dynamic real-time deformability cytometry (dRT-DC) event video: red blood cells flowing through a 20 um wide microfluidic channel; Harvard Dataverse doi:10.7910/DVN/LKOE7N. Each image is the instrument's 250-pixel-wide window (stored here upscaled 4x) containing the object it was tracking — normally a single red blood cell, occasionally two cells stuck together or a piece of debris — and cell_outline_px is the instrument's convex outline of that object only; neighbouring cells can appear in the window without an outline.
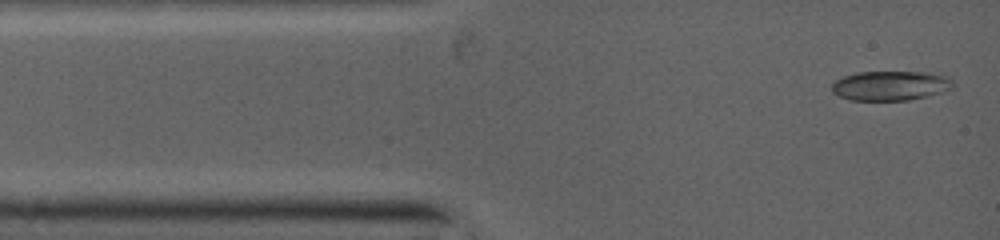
{"species": "common noctule bat (a hibernating species)", "species_latin": "Nyctalus noctula", "temperature_condition": "warm", "stored_images_in_passage": 32, "camera_frame_rate_fps": 5000, "um_per_image_px": 0.085, "animal": {"sex": "female", "body_mass_g": 19.0, "forearm_length_mm": 53.3}, "frame": {"image": 1, "passage_image": 1, "time_ms": 0.0, "image_size_px": [1000, 240], "cell_outline_px": [[952, 88], [944, 92], [928, 96], [908, 100], [852, 100], [840, 96], [832, 92], [832, 84], [836, 80], [844, 76], [856, 72], [928, 72], [948, 76], [952, 80]], "centroid_in_image_um": [75.71, 7.28], "position_along_channel_um": 9.3, "area_um2": 20.92}}
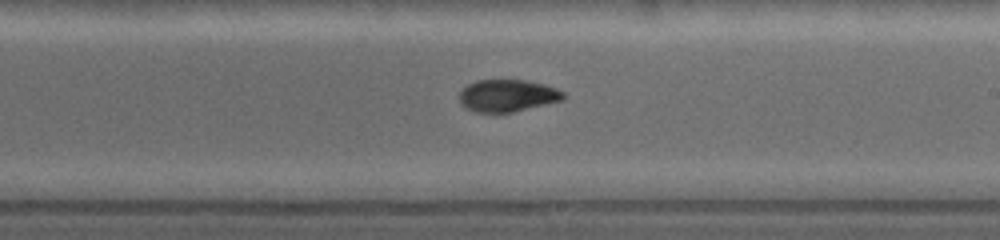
{"frame": {"image": 2, "passage_image": 14, "time_ms": 6.4, "image_size_px": [1000, 240], "cell_outline_px": [[564, 96], [560, 100], [512, 112], [476, 112], [468, 108], [460, 100], [460, 92], [468, 84], [476, 80], [524, 80], [544, 84], [556, 88], [564, 92]], "centroid_in_image_um": [43.13, 8.11], "position_along_channel_um": 245.9, "area_um2": 19.02}}
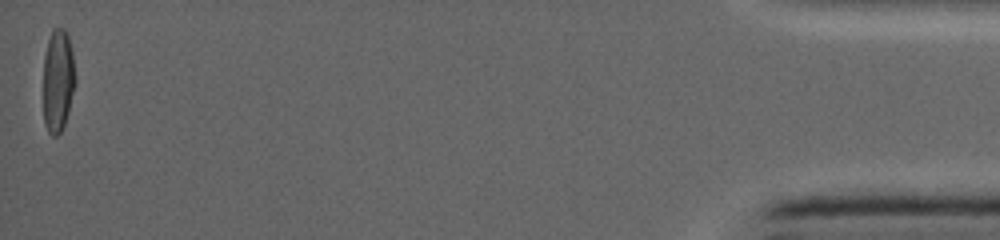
{"frame": {"image": 3, "passage_image": 32, "time_ms": 13.6, "image_size_px": [1000, 240], "cell_outline_px": [[76, 80], [68, 112], [64, 124], [60, 132], [56, 136], [52, 136], [48, 132], [44, 124], [44, 56], [48, 40], [52, 28], [64, 28], [68, 36], [72, 52]], "centroid_in_image_um": [4.92, 6.84], "position_along_channel_um": 430.3, "area_um2": 19.13}}